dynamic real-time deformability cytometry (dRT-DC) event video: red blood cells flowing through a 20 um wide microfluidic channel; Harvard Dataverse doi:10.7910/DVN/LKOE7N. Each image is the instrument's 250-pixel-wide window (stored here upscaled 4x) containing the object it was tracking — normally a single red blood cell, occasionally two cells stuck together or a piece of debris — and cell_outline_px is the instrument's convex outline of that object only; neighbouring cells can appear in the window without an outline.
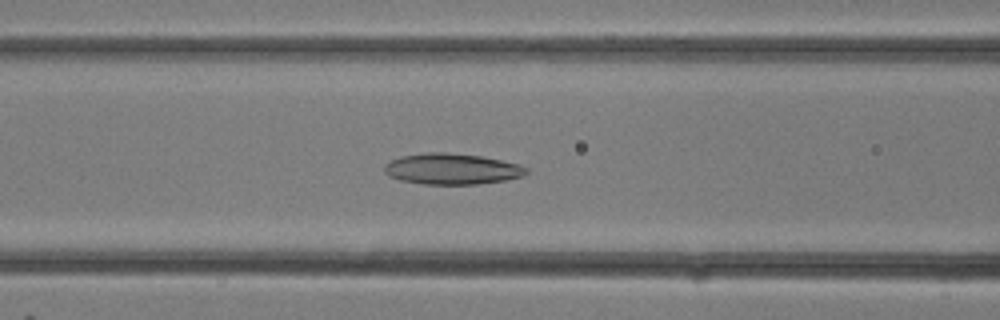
{"species": "common noctule bat (a hibernating species)", "species_latin": "Nyctalus noctula", "temperature_condition": "room temperature", "stored_images_in_passage": 30, "camera_frame_rate_fps": 3000, "um_per_image_px": 0.085, "animal": {"sex": "female"}, "frame": {"image": 1, "passage_image": 12, "time_ms": 3.667, "image_size_px": [1000, 320], "cell_outline_px": [[528, 172], [524, 176], [504, 180], [476, 184], [424, 184], [400, 180], [388, 176], [384, 172], [384, 164], [400, 156], [424, 152], [444, 152], [480, 156], [500, 160], [516, 164], [528, 168]], "centroid_in_image_um": [38.37, 14.36], "position_along_channel_um": 128.2, "area_um2": 25.55}}
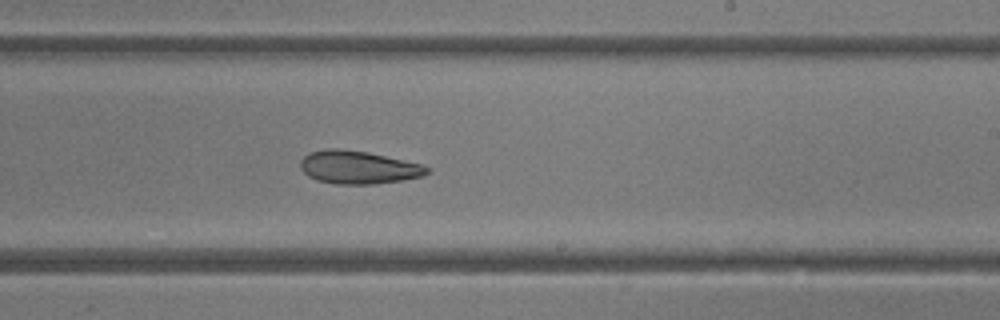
{"frame": {"image": 2, "passage_image": 18, "time_ms": 5.667, "image_size_px": [1000, 320], "cell_outline_px": [[428, 172], [424, 176], [404, 180], [372, 184], [336, 184], [316, 180], [308, 176], [300, 168], [300, 160], [308, 152], [328, 148], [340, 148], [368, 152], [420, 164], [428, 168]], "centroid_in_image_um": [30.4, 14.22], "position_along_channel_um": 258.6, "area_um2": 24.39}}
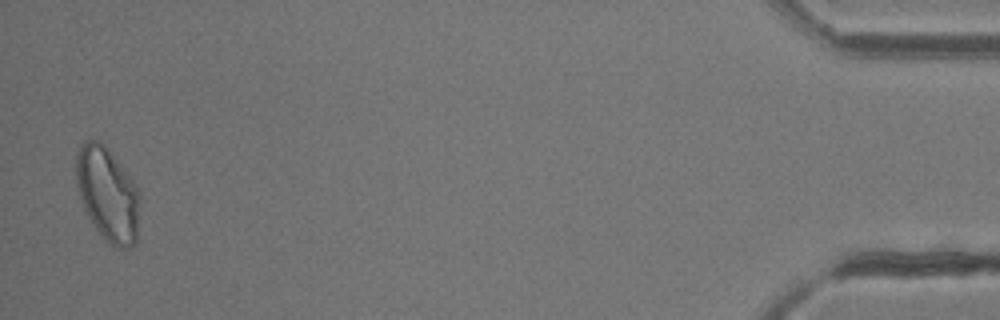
{"frame": {"image": 3, "passage_image": 30, "time_ms": 9.667, "image_size_px": [1000, 320], "cell_outline_px": [[140, 196], [136, 244], [128, 248], [120, 248], [104, 240], [92, 224], [80, 200], [76, 184], [76, 152], [80, 144], [84, 140], [96, 140], [104, 144], [108, 148], [132, 180], [140, 192]], "centroid_in_image_um": [9.13, 16.5], "position_along_channel_um": 426.1, "area_um2": 35.03}}